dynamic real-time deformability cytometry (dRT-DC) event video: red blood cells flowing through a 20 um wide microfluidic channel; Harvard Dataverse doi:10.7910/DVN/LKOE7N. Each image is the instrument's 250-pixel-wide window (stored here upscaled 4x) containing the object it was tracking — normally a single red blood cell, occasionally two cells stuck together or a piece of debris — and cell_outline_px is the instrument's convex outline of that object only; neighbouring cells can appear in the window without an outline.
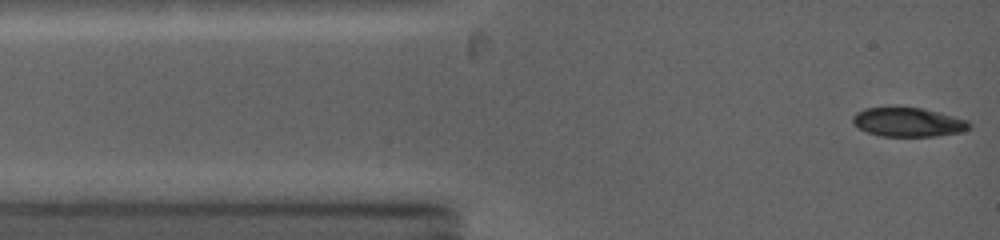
{"species": "common noctule bat (a hibernating species)", "species_latin": "Nyctalus noctula", "temperature_condition": "warm", "stored_images_in_passage": 84, "camera_frame_rate_fps": 5000, "um_per_image_px": 0.085, "animal": {"sex": "female", "body_mass_g": 19.0, "forearm_length_mm": 53.3}, "frame": {"image": 1, "passage_image": 1, "time_ms": 0.0, "image_size_px": [1000, 240], "cell_outline_px": [[972, 128], [960, 132], [936, 136], [880, 136], [868, 132], [852, 124], [852, 116], [856, 112], [864, 108], [924, 108], [968, 120], [972, 124]], "centroid_in_image_um": [77.21, 10.39], "position_along_channel_um": 7.8, "area_um2": 19.71}}
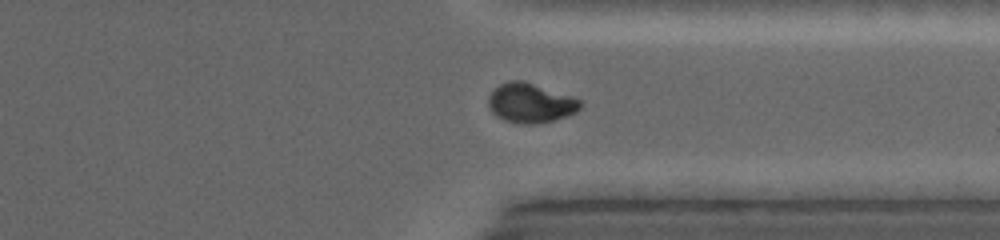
{"frame": {"image": 2, "passage_image": 59, "time_ms": 9.6, "image_size_px": [1000, 240], "cell_outline_px": [[584, 104], [576, 112], [552, 120], [536, 124], [524, 124], [504, 120], [496, 116], [492, 112], [488, 104], [488, 96], [500, 84], [508, 80], [520, 80], [572, 96], [580, 100]], "centroid_in_image_um": [45.08, 8.76], "position_along_channel_um": 366.3, "area_um2": 20.92}}
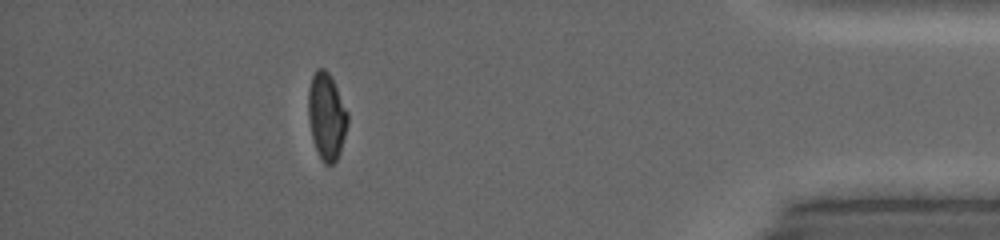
{"frame": {"image": 3, "passage_image": 72, "time_ms": 11.8, "image_size_px": [1000, 240], "cell_outline_px": [[348, 124], [340, 152], [336, 160], [332, 164], [324, 164], [312, 140], [308, 120], [308, 88], [312, 76], [316, 68], [324, 68], [328, 72], [348, 112]], "centroid_in_image_um": [27.74, 9.88], "position_along_channel_um": 407.5, "area_um2": 19.88}, "authors_computed_cell_mechanics": {"area_um2": 20.9236, "velocity_mm_per_s": 4.2712, "shape_relaxation_time_tau1_ms": 6.3466, "shape_relaxation_time_tau2_ms": 0.7332, "deformation_change_tau1": 0.1916, "deformation_change_tau2": 0.0371}}